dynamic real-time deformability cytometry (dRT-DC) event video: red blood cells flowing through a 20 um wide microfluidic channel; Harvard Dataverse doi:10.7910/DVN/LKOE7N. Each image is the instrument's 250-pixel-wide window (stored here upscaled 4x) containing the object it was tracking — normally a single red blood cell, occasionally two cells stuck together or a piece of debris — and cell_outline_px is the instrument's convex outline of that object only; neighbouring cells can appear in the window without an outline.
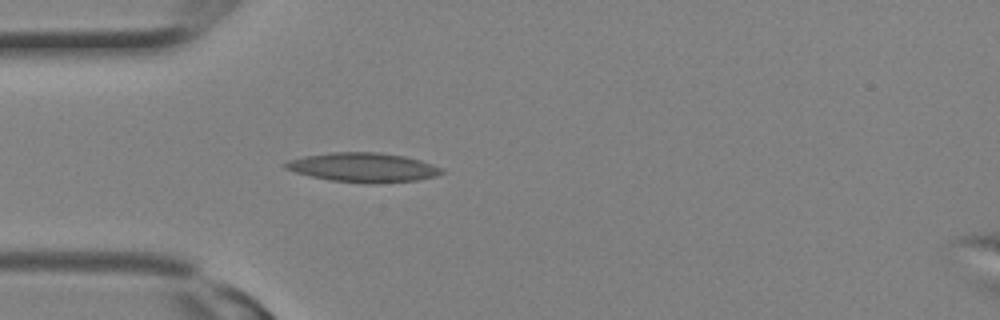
{"species": "Egyptian fruit bat (a non-hibernating species)", "species_latin": "Rousettus aegyptiacus", "temperature_condition": "room temperature", "stored_images_in_passage": 10, "camera_frame_rate_fps": 3000, "um_per_image_px": 0.085, "animal": {"sex": "female"}, "frame": {"image": 1, "passage_image": 1, "time_ms": 0.0, "image_size_px": [1000, 320], "cell_outline_px": [[444, 172], [436, 176], [416, 180], [376, 184], [372, 184], [332, 180], [312, 176], [296, 172], [284, 168], [284, 164], [288, 160], [304, 156], [332, 152], [380, 152], [404, 156], [420, 160], [444, 168]], "centroid_in_image_um": [30.9, 14.23], "position_along_channel_um": 54.1, "area_um2": 26.65}}
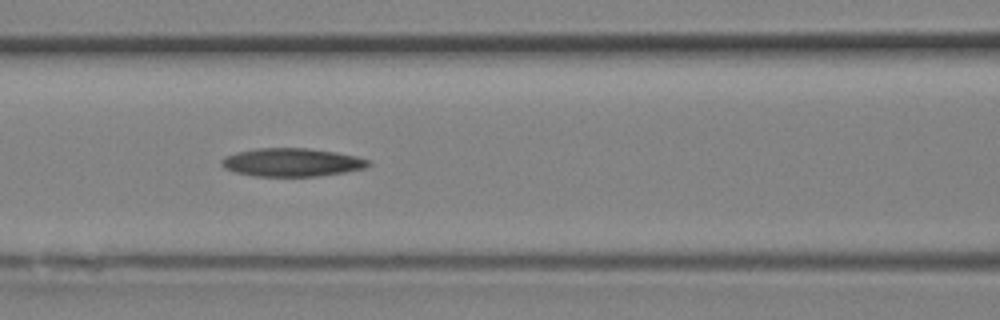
{"frame": {"image": 2, "passage_image": 5, "time_ms": 1.333, "image_size_px": [1000, 320], "cell_outline_px": [[372, 164], [364, 168], [344, 172], [316, 176], [252, 176], [236, 172], [224, 168], [220, 164], [220, 160], [224, 156], [236, 152], [256, 148], [308, 148], [336, 152], [356, 156], [368, 160]], "centroid_in_image_um": [24.76, 13.79], "position_along_channel_um": 141.8, "area_um2": 24.22}}
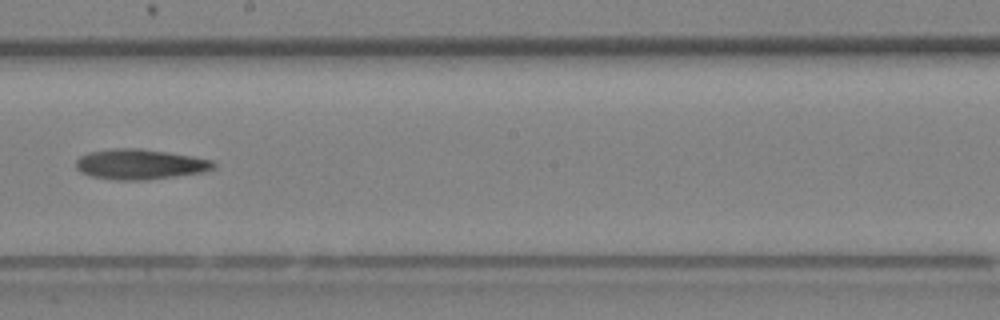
{"frame": {"image": 3, "passage_image": 9, "time_ms": 2.667, "image_size_px": [1000, 320], "cell_outline_px": [[216, 168], [204, 172], [144, 180], [116, 180], [92, 176], [80, 172], [76, 168], [76, 160], [80, 156], [88, 152], [112, 148], [140, 148], [168, 152], [192, 156], [212, 160], [216, 164]], "centroid_in_image_um": [11.9, 13.95], "position_along_channel_um": 236.3, "area_um2": 24.33}}